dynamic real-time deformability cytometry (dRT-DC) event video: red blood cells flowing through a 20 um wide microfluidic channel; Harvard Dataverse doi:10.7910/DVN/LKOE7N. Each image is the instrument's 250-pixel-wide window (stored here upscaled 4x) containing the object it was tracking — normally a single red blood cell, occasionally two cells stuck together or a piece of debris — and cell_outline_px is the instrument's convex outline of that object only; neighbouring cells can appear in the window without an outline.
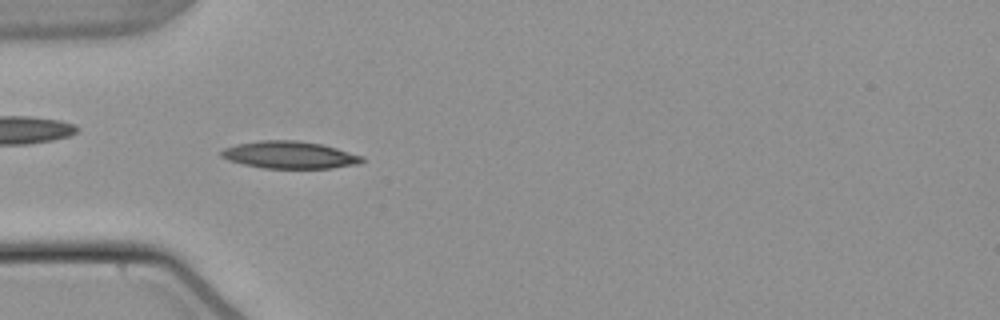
{"species": "common noctule bat (a hibernating species)", "species_latin": "Nyctalus noctula", "temperature_condition": "warm", "stored_images_in_passage": 53, "camera_frame_rate_fps": 3000, "um_per_image_px": 0.085, "animal": {"sex": "male", "body_mass_g": 21.5, "forearm_length_mm": 52.0}, "frame": {"image": 1, "passage_image": 16, "time_ms": 5.0, "image_size_px": [1000, 320], "cell_outline_px": [[364, 160], [360, 164], [332, 168], [264, 168], [244, 164], [228, 160], [220, 156], [220, 152], [224, 148], [236, 144], [260, 140], [296, 140], [320, 144], [336, 148], [364, 156]], "centroid_in_image_um": [24.62, 13.17], "position_along_channel_um": 60.4, "area_um2": 22.37}}
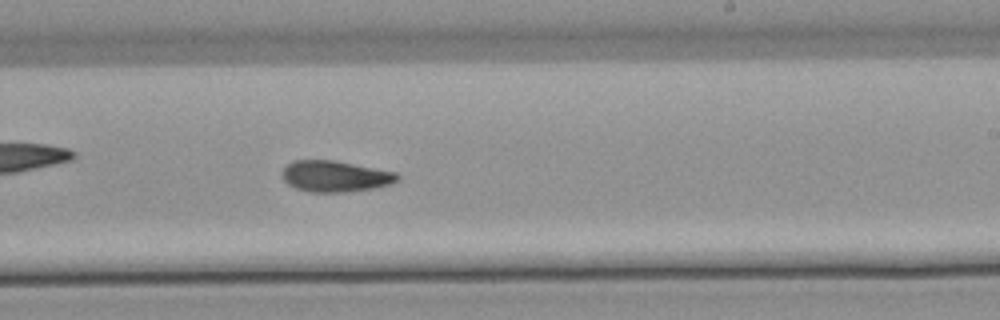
{"frame": {"image": 2, "passage_image": 32, "time_ms": 10.333, "image_size_px": [1000, 320], "cell_outline_px": [[400, 180], [388, 184], [372, 188], [340, 192], [308, 192], [296, 188], [288, 184], [284, 180], [280, 172], [292, 160], [336, 160], [396, 172], [400, 176]], "centroid_in_image_um": [28.46, 14.97], "position_along_channel_um": 260.5, "area_um2": 20.92}}
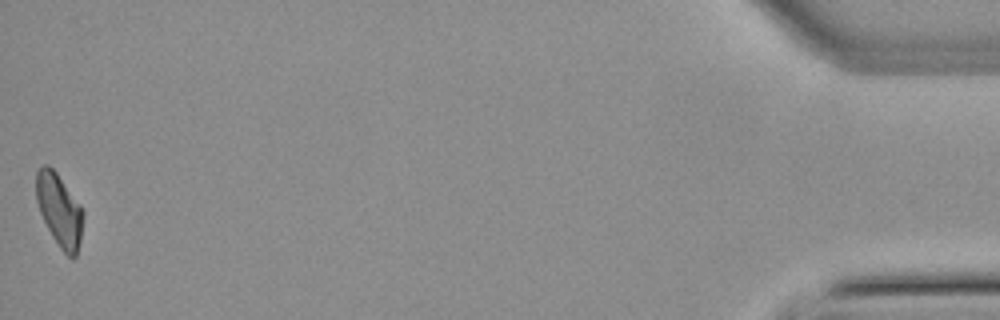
{"frame": {"image": 3, "passage_image": 53, "time_ms": 17.333, "image_size_px": [1000, 320], "cell_outline_px": [[84, 216], [80, 240], [76, 256], [72, 260], [60, 248], [52, 236], [40, 212], [36, 200], [36, 172], [44, 164], [48, 164], [56, 172], [80, 204], [84, 212]], "centroid_in_image_um": [5.05, 17.86], "position_along_channel_um": 430.1, "area_um2": 19.83}, "authors_computed_cell_mechanics": {"area_um2": 20.519, "velocity_mm_per_s": 3.8155, "shape_relaxation_time_tau1_ms": null, "shape_relaxation_time_tau2_ms": 7.4051, "deformation_change_tau1": null, "deformation_change_tau2": 0.1395}}